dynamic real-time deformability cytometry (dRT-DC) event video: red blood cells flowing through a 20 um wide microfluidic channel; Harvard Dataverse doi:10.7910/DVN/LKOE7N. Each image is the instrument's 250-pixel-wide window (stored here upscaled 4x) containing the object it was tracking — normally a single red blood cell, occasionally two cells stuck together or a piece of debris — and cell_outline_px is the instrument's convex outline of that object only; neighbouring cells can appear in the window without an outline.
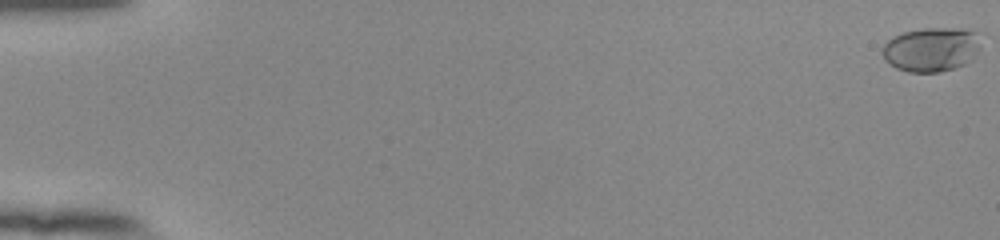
{"species": "human", "species_latin": "Homo sapiens", "temperature_condition": "room temperature", "stored_images_in_passage": 50, "camera_frame_rate_fps": 3000, "um_per_image_px": 0.085, "donor": {"sex": "female"}, "frame": {"image": 1, "passage_image": 1, "time_ms": 0.0, "image_size_px": [1000, 240], "cell_outline_px": [[980, 48], [972, 60], [964, 64], [940, 72], [908, 72], [896, 68], [888, 64], [884, 60], [880, 52], [880, 48], [888, 40], [904, 32], [920, 28], [964, 28], [976, 32]], "centroid_in_image_um": [79.12, 4.2], "position_along_channel_um": 5.9, "area_um2": 25.61}}
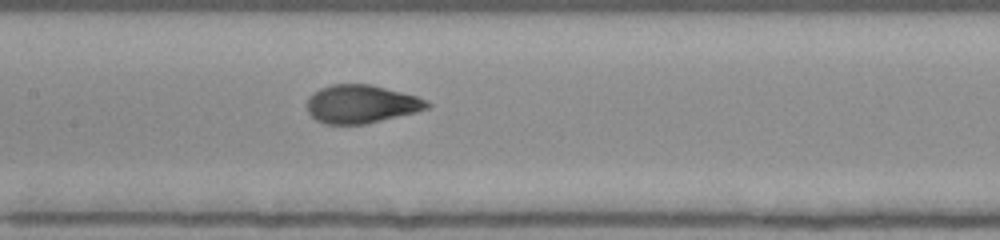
{"frame": {"image": 2, "passage_image": 29, "time_ms": 9.333, "image_size_px": [1000, 240], "cell_outline_px": [[432, 104], [428, 108], [416, 112], [364, 124], [324, 124], [316, 120], [308, 112], [308, 96], [312, 92], [320, 88], [332, 84], [372, 84], [416, 96], [428, 100]], "centroid_in_image_um": [30.7, 8.84], "position_along_channel_um": 176.7, "area_um2": 26.82}}
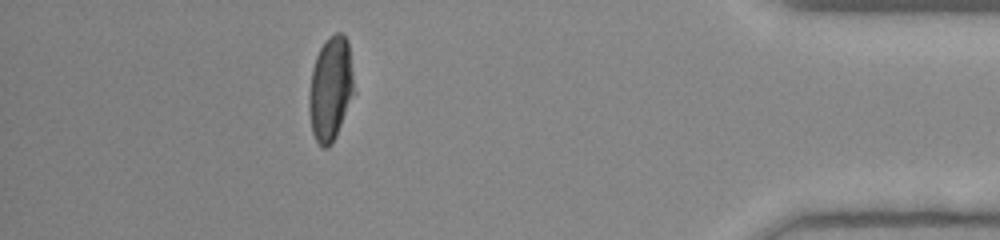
{"frame": {"image": 3, "passage_image": 50, "time_ms": 16.333, "image_size_px": [1000, 240], "cell_outline_px": [[356, 92], [336, 136], [332, 144], [328, 148], [324, 148], [316, 140], [312, 132], [308, 108], [308, 96], [312, 68], [316, 56], [324, 40], [328, 36], [336, 32], [344, 32], [348, 40]], "centroid_in_image_um": [28.11, 7.51], "position_along_channel_um": 407.1, "area_um2": 28.03}, "authors_computed_cell_mechanics": {"area_um2": 26.9926, "velocity_mm_per_s": 3.8995, "shape_relaxation_time_tau1_ms": 3.3729, "shape_relaxation_time_tau2_ms": null, "deformation_change_tau1": 0.1696, "deformation_change_tau2": null}}